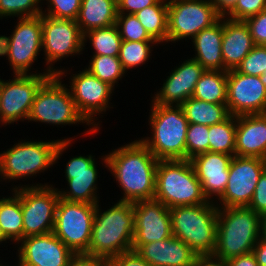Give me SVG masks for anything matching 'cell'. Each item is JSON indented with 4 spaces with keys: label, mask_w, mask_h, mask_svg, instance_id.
I'll list each match as a JSON object with an SVG mask.
<instances>
[{
    "label": "cell",
    "mask_w": 266,
    "mask_h": 266,
    "mask_svg": "<svg viewBox=\"0 0 266 266\" xmlns=\"http://www.w3.org/2000/svg\"><path fill=\"white\" fill-rule=\"evenodd\" d=\"M90 43L89 47L93 50L92 55H108L118 56L121 46V36L117 26L101 27L90 30L83 34V49H88L86 43Z\"/></svg>",
    "instance_id": "cell-32"
},
{
    "label": "cell",
    "mask_w": 266,
    "mask_h": 266,
    "mask_svg": "<svg viewBox=\"0 0 266 266\" xmlns=\"http://www.w3.org/2000/svg\"><path fill=\"white\" fill-rule=\"evenodd\" d=\"M15 24L10 35L0 34V57L7 58L10 70H13L11 75L53 74L41 73L33 66L42 51V14L17 18Z\"/></svg>",
    "instance_id": "cell-9"
},
{
    "label": "cell",
    "mask_w": 266,
    "mask_h": 266,
    "mask_svg": "<svg viewBox=\"0 0 266 266\" xmlns=\"http://www.w3.org/2000/svg\"><path fill=\"white\" fill-rule=\"evenodd\" d=\"M236 116L209 126V151L235 156Z\"/></svg>",
    "instance_id": "cell-34"
},
{
    "label": "cell",
    "mask_w": 266,
    "mask_h": 266,
    "mask_svg": "<svg viewBox=\"0 0 266 266\" xmlns=\"http://www.w3.org/2000/svg\"><path fill=\"white\" fill-rule=\"evenodd\" d=\"M0 266H9V264L6 265V263H5V265H4V263H2V261H1V259H0ZM10 266H12V265H10ZM13 266H18V264H17V265L15 264V265H13Z\"/></svg>",
    "instance_id": "cell-54"
},
{
    "label": "cell",
    "mask_w": 266,
    "mask_h": 266,
    "mask_svg": "<svg viewBox=\"0 0 266 266\" xmlns=\"http://www.w3.org/2000/svg\"><path fill=\"white\" fill-rule=\"evenodd\" d=\"M263 160H264V165H265V170H266V155H265V157L263 158Z\"/></svg>",
    "instance_id": "cell-56"
},
{
    "label": "cell",
    "mask_w": 266,
    "mask_h": 266,
    "mask_svg": "<svg viewBox=\"0 0 266 266\" xmlns=\"http://www.w3.org/2000/svg\"><path fill=\"white\" fill-rule=\"evenodd\" d=\"M1 89H2V79H1V76H0V99H1Z\"/></svg>",
    "instance_id": "cell-55"
},
{
    "label": "cell",
    "mask_w": 266,
    "mask_h": 266,
    "mask_svg": "<svg viewBox=\"0 0 266 266\" xmlns=\"http://www.w3.org/2000/svg\"><path fill=\"white\" fill-rule=\"evenodd\" d=\"M4 243H9V242H7V240L4 238V235L2 234L0 230V246H2Z\"/></svg>",
    "instance_id": "cell-52"
},
{
    "label": "cell",
    "mask_w": 266,
    "mask_h": 266,
    "mask_svg": "<svg viewBox=\"0 0 266 266\" xmlns=\"http://www.w3.org/2000/svg\"><path fill=\"white\" fill-rule=\"evenodd\" d=\"M238 0H211L216 12L225 17L237 4Z\"/></svg>",
    "instance_id": "cell-48"
},
{
    "label": "cell",
    "mask_w": 266,
    "mask_h": 266,
    "mask_svg": "<svg viewBox=\"0 0 266 266\" xmlns=\"http://www.w3.org/2000/svg\"><path fill=\"white\" fill-rule=\"evenodd\" d=\"M261 216L249 207H218L212 256L226 261L253 251L260 239Z\"/></svg>",
    "instance_id": "cell-5"
},
{
    "label": "cell",
    "mask_w": 266,
    "mask_h": 266,
    "mask_svg": "<svg viewBox=\"0 0 266 266\" xmlns=\"http://www.w3.org/2000/svg\"><path fill=\"white\" fill-rule=\"evenodd\" d=\"M236 70L244 75L260 77L266 70V45H255Z\"/></svg>",
    "instance_id": "cell-40"
},
{
    "label": "cell",
    "mask_w": 266,
    "mask_h": 266,
    "mask_svg": "<svg viewBox=\"0 0 266 266\" xmlns=\"http://www.w3.org/2000/svg\"><path fill=\"white\" fill-rule=\"evenodd\" d=\"M100 164L95 155H75L66 163V188H57L59 197L72 202L97 204L100 202L98 176ZM98 193V194H97Z\"/></svg>",
    "instance_id": "cell-17"
},
{
    "label": "cell",
    "mask_w": 266,
    "mask_h": 266,
    "mask_svg": "<svg viewBox=\"0 0 266 266\" xmlns=\"http://www.w3.org/2000/svg\"><path fill=\"white\" fill-rule=\"evenodd\" d=\"M88 57H90L89 64L84 68L114 89L119 85V81L127 76L118 56L91 55Z\"/></svg>",
    "instance_id": "cell-33"
},
{
    "label": "cell",
    "mask_w": 266,
    "mask_h": 266,
    "mask_svg": "<svg viewBox=\"0 0 266 266\" xmlns=\"http://www.w3.org/2000/svg\"><path fill=\"white\" fill-rule=\"evenodd\" d=\"M135 252L151 266H193L198 257L185 242L174 235L143 244Z\"/></svg>",
    "instance_id": "cell-23"
},
{
    "label": "cell",
    "mask_w": 266,
    "mask_h": 266,
    "mask_svg": "<svg viewBox=\"0 0 266 266\" xmlns=\"http://www.w3.org/2000/svg\"><path fill=\"white\" fill-rule=\"evenodd\" d=\"M156 41H125L122 40L118 58L126 73L138 66L148 64L152 60L153 49L159 47Z\"/></svg>",
    "instance_id": "cell-35"
},
{
    "label": "cell",
    "mask_w": 266,
    "mask_h": 266,
    "mask_svg": "<svg viewBox=\"0 0 266 266\" xmlns=\"http://www.w3.org/2000/svg\"><path fill=\"white\" fill-rule=\"evenodd\" d=\"M260 238L266 241V216L261 218Z\"/></svg>",
    "instance_id": "cell-51"
},
{
    "label": "cell",
    "mask_w": 266,
    "mask_h": 266,
    "mask_svg": "<svg viewBox=\"0 0 266 266\" xmlns=\"http://www.w3.org/2000/svg\"><path fill=\"white\" fill-rule=\"evenodd\" d=\"M16 247L18 266H67L76 255L53 232L23 238Z\"/></svg>",
    "instance_id": "cell-20"
},
{
    "label": "cell",
    "mask_w": 266,
    "mask_h": 266,
    "mask_svg": "<svg viewBox=\"0 0 266 266\" xmlns=\"http://www.w3.org/2000/svg\"><path fill=\"white\" fill-rule=\"evenodd\" d=\"M192 97L214 104H226L227 71L205 70L196 83Z\"/></svg>",
    "instance_id": "cell-31"
},
{
    "label": "cell",
    "mask_w": 266,
    "mask_h": 266,
    "mask_svg": "<svg viewBox=\"0 0 266 266\" xmlns=\"http://www.w3.org/2000/svg\"><path fill=\"white\" fill-rule=\"evenodd\" d=\"M42 0H0V19L34 17L42 14Z\"/></svg>",
    "instance_id": "cell-36"
},
{
    "label": "cell",
    "mask_w": 266,
    "mask_h": 266,
    "mask_svg": "<svg viewBox=\"0 0 266 266\" xmlns=\"http://www.w3.org/2000/svg\"><path fill=\"white\" fill-rule=\"evenodd\" d=\"M220 18L209 0H168L167 44L190 41Z\"/></svg>",
    "instance_id": "cell-14"
},
{
    "label": "cell",
    "mask_w": 266,
    "mask_h": 266,
    "mask_svg": "<svg viewBox=\"0 0 266 266\" xmlns=\"http://www.w3.org/2000/svg\"><path fill=\"white\" fill-rule=\"evenodd\" d=\"M235 155L265 157L266 113L236 116Z\"/></svg>",
    "instance_id": "cell-24"
},
{
    "label": "cell",
    "mask_w": 266,
    "mask_h": 266,
    "mask_svg": "<svg viewBox=\"0 0 266 266\" xmlns=\"http://www.w3.org/2000/svg\"><path fill=\"white\" fill-rule=\"evenodd\" d=\"M117 0H81L76 22L82 34L114 25L117 20Z\"/></svg>",
    "instance_id": "cell-27"
},
{
    "label": "cell",
    "mask_w": 266,
    "mask_h": 266,
    "mask_svg": "<svg viewBox=\"0 0 266 266\" xmlns=\"http://www.w3.org/2000/svg\"><path fill=\"white\" fill-rule=\"evenodd\" d=\"M209 126L189 123L186 133V160L209 151Z\"/></svg>",
    "instance_id": "cell-38"
},
{
    "label": "cell",
    "mask_w": 266,
    "mask_h": 266,
    "mask_svg": "<svg viewBox=\"0 0 266 266\" xmlns=\"http://www.w3.org/2000/svg\"><path fill=\"white\" fill-rule=\"evenodd\" d=\"M96 204L59 199L53 234L75 254L88 256Z\"/></svg>",
    "instance_id": "cell-13"
},
{
    "label": "cell",
    "mask_w": 266,
    "mask_h": 266,
    "mask_svg": "<svg viewBox=\"0 0 266 266\" xmlns=\"http://www.w3.org/2000/svg\"><path fill=\"white\" fill-rule=\"evenodd\" d=\"M261 82L266 86V70H264L263 74L260 76Z\"/></svg>",
    "instance_id": "cell-53"
},
{
    "label": "cell",
    "mask_w": 266,
    "mask_h": 266,
    "mask_svg": "<svg viewBox=\"0 0 266 266\" xmlns=\"http://www.w3.org/2000/svg\"><path fill=\"white\" fill-rule=\"evenodd\" d=\"M108 207L96 204L88 246V256L106 261L131 251L134 239L133 203L117 201Z\"/></svg>",
    "instance_id": "cell-3"
},
{
    "label": "cell",
    "mask_w": 266,
    "mask_h": 266,
    "mask_svg": "<svg viewBox=\"0 0 266 266\" xmlns=\"http://www.w3.org/2000/svg\"><path fill=\"white\" fill-rule=\"evenodd\" d=\"M264 170L263 158L233 156L226 189L215 204L218 207H248Z\"/></svg>",
    "instance_id": "cell-16"
},
{
    "label": "cell",
    "mask_w": 266,
    "mask_h": 266,
    "mask_svg": "<svg viewBox=\"0 0 266 266\" xmlns=\"http://www.w3.org/2000/svg\"><path fill=\"white\" fill-rule=\"evenodd\" d=\"M54 74H13L2 78L0 99V127L27 122L37 91Z\"/></svg>",
    "instance_id": "cell-15"
},
{
    "label": "cell",
    "mask_w": 266,
    "mask_h": 266,
    "mask_svg": "<svg viewBox=\"0 0 266 266\" xmlns=\"http://www.w3.org/2000/svg\"><path fill=\"white\" fill-rule=\"evenodd\" d=\"M223 17L212 26L200 31L190 42L194 55L206 70H224L222 58ZM194 56V57H193Z\"/></svg>",
    "instance_id": "cell-26"
},
{
    "label": "cell",
    "mask_w": 266,
    "mask_h": 266,
    "mask_svg": "<svg viewBox=\"0 0 266 266\" xmlns=\"http://www.w3.org/2000/svg\"><path fill=\"white\" fill-rule=\"evenodd\" d=\"M231 115L266 113V86L259 76L227 71V102Z\"/></svg>",
    "instance_id": "cell-18"
},
{
    "label": "cell",
    "mask_w": 266,
    "mask_h": 266,
    "mask_svg": "<svg viewBox=\"0 0 266 266\" xmlns=\"http://www.w3.org/2000/svg\"><path fill=\"white\" fill-rule=\"evenodd\" d=\"M67 266H108V261L84 254H76Z\"/></svg>",
    "instance_id": "cell-46"
},
{
    "label": "cell",
    "mask_w": 266,
    "mask_h": 266,
    "mask_svg": "<svg viewBox=\"0 0 266 266\" xmlns=\"http://www.w3.org/2000/svg\"><path fill=\"white\" fill-rule=\"evenodd\" d=\"M221 46L224 71L236 69L255 46L246 22L223 17Z\"/></svg>",
    "instance_id": "cell-25"
},
{
    "label": "cell",
    "mask_w": 266,
    "mask_h": 266,
    "mask_svg": "<svg viewBox=\"0 0 266 266\" xmlns=\"http://www.w3.org/2000/svg\"><path fill=\"white\" fill-rule=\"evenodd\" d=\"M172 233L197 256H212L216 245L218 206L211 201L169 209Z\"/></svg>",
    "instance_id": "cell-7"
},
{
    "label": "cell",
    "mask_w": 266,
    "mask_h": 266,
    "mask_svg": "<svg viewBox=\"0 0 266 266\" xmlns=\"http://www.w3.org/2000/svg\"><path fill=\"white\" fill-rule=\"evenodd\" d=\"M36 184V185H35ZM46 183L13 184L21 197L23 214V238L50 233L53 231L56 207L60 199L55 185Z\"/></svg>",
    "instance_id": "cell-11"
},
{
    "label": "cell",
    "mask_w": 266,
    "mask_h": 266,
    "mask_svg": "<svg viewBox=\"0 0 266 266\" xmlns=\"http://www.w3.org/2000/svg\"><path fill=\"white\" fill-rule=\"evenodd\" d=\"M159 0H117L118 14H135L145 7L155 5Z\"/></svg>",
    "instance_id": "cell-45"
},
{
    "label": "cell",
    "mask_w": 266,
    "mask_h": 266,
    "mask_svg": "<svg viewBox=\"0 0 266 266\" xmlns=\"http://www.w3.org/2000/svg\"><path fill=\"white\" fill-rule=\"evenodd\" d=\"M150 135L139 139L158 160H186V133L189 126L181 106L150 101Z\"/></svg>",
    "instance_id": "cell-4"
},
{
    "label": "cell",
    "mask_w": 266,
    "mask_h": 266,
    "mask_svg": "<svg viewBox=\"0 0 266 266\" xmlns=\"http://www.w3.org/2000/svg\"><path fill=\"white\" fill-rule=\"evenodd\" d=\"M149 36L165 46L168 37V0H159L155 5L145 7L135 13Z\"/></svg>",
    "instance_id": "cell-30"
},
{
    "label": "cell",
    "mask_w": 266,
    "mask_h": 266,
    "mask_svg": "<svg viewBox=\"0 0 266 266\" xmlns=\"http://www.w3.org/2000/svg\"><path fill=\"white\" fill-rule=\"evenodd\" d=\"M225 263L226 266H259L253 252L230 258Z\"/></svg>",
    "instance_id": "cell-47"
},
{
    "label": "cell",
    "mask_w": 266,
    "mask_h": 266,
    "mask_svg": "<svg viewBox=\"0 0 266 266\" xmlns=\"http://www.w3.org/2000/svg\"><path fill=\"white\" fill-rule=\"evenodd\" d=\"M134 239L132 251L141 245L173 235L169 208L156 199L133 203Z\"/></svg>",
    "instance_id": "cell-19"
},
{
    "label": "cell",
    "mask_w": 266,
    "mask_h": 266,
    "mask_svg": "<svg viewBox=\"0 0 266 266\" xmlns=\"http://www.w3.org/2000/svg\"><path fill=\"white\" fill-rule=\"evenodd\" d=\"M154 199L169 209L204 204L208 201L190 160L158 161Z\"/></svg>",
    "instance_id": "cell-8"
},
{
    "label": "cell",
    "mask_w": 266,
    "mask_h": 266,
    "mask_svg": "<svg viewBox=\"0 0 266 266\" xmlns=\"http://www.w3.org/2000/svg\"><path fill=\"white\" fill-rule=\"evenodd\" d=\"M78 135L74 137H61L53 140H32L27 138L17 140L13 146L0 153V180L10 183L17 180L28 181L46 172L59 163L62 155L67 153L69 146ZM76 137V138H75ZM27 179V180H26Z\"/></svg>",
    "instance_id": "cell-2"
},
{
    "label": "cell",
    "mask_w": 266,
    "mask_h": 266,
    "mask_svg": "<svg viewBox=\"0 0 266 266\" xmlns=\"http://www.w3.org/2000/svg\"><path fill=\"white\" fill-rule=\"evenodd\" d=\"M98 159L122 190L117 201L134 203L154 199L159 160L139 139L113 148Z\"/></svg>",
    "instance_id": "cell-1"
},
{
    "label": "cell",
    "mask_w": 266,
    "mask_h": 266,
    "mask_svg": "<svg viewBox=\"0 0 266 266\" xmlns=\"http://www.w3.org/2000/svg\"><path fill=\"white\" fill-rule=\"evenodd\" d=\"M181 60L178 66L169 71L163 79L161 88L154 91L151 101L160 105L181 106L188 98L192 97L196 83L206 70L198 61L188 58Z\"/></svg>",
    "instance_id": "cell-21"
},
{
    "label": "cell",
    "mask_w": 266,
    "mask_h": 266,
    "mask_svg": "<svg viewBox=\"0 0 266 266\" xmlns=\"http://www.w3.org/2000/svg\"><path fill=\"white\" fill-rule=\"evenodd\" d=\"M232 157V155L208 151L190 159L201 182L202 192L208 201L215 203L225 191Z\"/></svg>",
    "instance_id": "cell-22"
},
{
    "label": "cell",
    "mask_w": 266,
    "mask_h": 266,
    "mask_svg": "<svg viewBox=\"0 0 266 266\" xmlns=\"http://www.w3.org/2000/svg\"><path fill=\"white\" fill-rule=\"evenodd\" d=\"M115 25L122 40L155 41L149 36L135 14H118Z\"/></svg>",
    "instance_id": "cell-37"
},
{
    "label": "cell",
    "mask_w": 266,
    "mask_h": 266,
    "mask_svg": "<svg viewBox=\"0 0 266 266\" xmlns=\"http://www.w3.org/2000/svg\"><path fill=\"white\" fill-rule=\"evenodd\" d=\"M255 45H266V9L244 20Z\"/></svg>",
    "instance_id": "cell-42"
},
{
    "label": "cell",
    "mask_w": 266,
    "mask_h": 266,
    "mask_svg": "<svg viewBox=\"0 0 266 266\" xmlns=\"http://www.w3.org/2000/svg\"><path fill=\"white\" fill-rule=\"evenodd\" d=\"M42 53L45 60L42 73L57 74L54 66L68 57L83 55V34L75 20L57 19L42 14ZM60 61V62H59ZM58 62V63H57Z\"/></svg>",
    "instance_id": "cell-12"
},
{
    "label": "cell",
    "mask_w": 266,
    "mask_h": 266,
    "mask_svg": "<svg viewBox=\"0 0 266 266\" xmlns=\"http://www.w3.org/2000/svg\"><path fill=\"white\" fill-rule=\"evenodd\" d=\"M193 266H226V263L213 256H198L195 259Z\"/></svg>",
    "instance_id": "cell-50"
},
{
    "label": "cell",
    "mask_w": 266,
    "mask_h": 266,
    "mask_svg": "<svg viewBox=\"0 0 266 266\" xmlns=\"http://www.w3.org/2000/svg\"><path fill=\"white\" fill-rule=\"evenodd\" d=\"M22 218L20 195L15 190H10V196H0V230L4 238L14 246L23 239Z\"/></svg>",
    "instance_id": "cell-28"
},
{
    "label": "cell",
    "mask_w": 266,
    "mask_h": 266,
    "mask_svg": "<svg viewBox=\"0 0 266 266\" xmlns=\"http://www.w3.org/2000/svg\"><path fill=\"white\" fill-rule=\"evenodd\" d=\"M62 82L64 81L54 74L42 84L36 93L27 122L33 121L61 128L66 125L83 124L89 128L82 132V137H93L94 134L96 136L100 131H96L79 113L69 88Z\"/></svg>",
    "instance_id": "cell-6"
},
{
    "label": "cell",
    "mask_w": 266,
    "mask_h": 266,
    "mask_svg": "<svg viewBox=\"0 0 266 266\" xmlns=\"http://www.w3.org/2000/svg\"><path fill=\"white\" fill-rule=\"evenodd\" d=\"M253 254L256 257L259 266H266V241L259 239L253 248Z\"/></svg>",
    "instance_id": "cell-49"
},
{
    "label": "cell",
    "mask_w": 266,
    "mask_h": 266,
    "mask_svg": "<svg viewBox=\"0 0 266 266\" xmlns=\"http://www.w3.org/2000/svg\"><path fill=\"white\" fill-rule=\"evenodd\" d=\"M265 9L266 0H238L236 6L225 17L244 21Z\"/></svg>",
    "instance_id": "cell-41"
},
{
    "label": "cell",
    "mask_w": 266,
    "mask_h": 266,
    "mask_svg": "<svg viewBox=\"0 0 266 266\" xmlns=\"http://www.w3.org/2000/svg\"><path fill=\"white\" fill-rule=\"evenodd\" d=\"M60 71L57 75L64 80L68 76L70 85L66 84L75 102L76 108L84 119L96 130L100 131L102 128V121L100 118L105 116L107 111H110L113 106L111 99L115 89L109 84L102 82L96 76L91 74L87 69H81L78 72H72L73 69H65L59 67ZM71 70V71H70ZM103 114V115H102ZM100 119V120H99ZM101 121V122H100ZM101 125V126H100Z\"/></svg>",
    "instance_id": "cell-10"
},
{
    "label": "cell",
    "mask_w": 266,
    "mask_h": 266,
    "mask_svg": "<svg viewBox=\"0 0 266 266\" xmlns=\"http://www.w3.org/2000/svg\"><path fill=\"white\" fill-rule=\"evenodd\" d=\"M181 107L188 123L205 126L220 123L231 115L226 104H214L193 97L188 98Z\"/></svg>",
    "instance_id": "cell-29"
},
{
    "label": "cell",
    "mask_w": 266,
    "mask_h": 266,
    "mask_svg": "<svg viewBox=\"0 0 266 266\" xmlns=\"http://www.w3.org/2000/svg\"><path fill=\"white\" fill-rule=\"evenodd\" d=\"M248 207L261 217L266 216V170H264L259 177Z\"/></svg>",
    "instance_id": "cell-43"
},
{
    "label": "cell",
    "mask_w": 266,
    "mask_h": 266,
    "mask_svg": "<svg viewBox=\"0 0 266 266\" xmlns=\"http://www.w3.org/2000/svg\"><path fill=\"white\" fill-rule=\"evenodd\" d=\"M42 3L43 7L46 5L44 10H42L43 15L75 21L81 7V0H42Z\"/></svg>",
    "instance_id": "cell-39"
},
{
    "label": "cell",
    "mask_w": 266,
    "mask_h": 266,
    "mask_svg": "<svg viewBox=\"0 0 266 266\" xmlns=\"http://www.w3.org/2000/svg\"><path fill=\"white\" fill-rule=\"evenodd\" d=\"M108 266H151L135 251H128L113 257L108 261Z\"/></svg>",
    "instance_id": "cell-44"
}]
</instances>
